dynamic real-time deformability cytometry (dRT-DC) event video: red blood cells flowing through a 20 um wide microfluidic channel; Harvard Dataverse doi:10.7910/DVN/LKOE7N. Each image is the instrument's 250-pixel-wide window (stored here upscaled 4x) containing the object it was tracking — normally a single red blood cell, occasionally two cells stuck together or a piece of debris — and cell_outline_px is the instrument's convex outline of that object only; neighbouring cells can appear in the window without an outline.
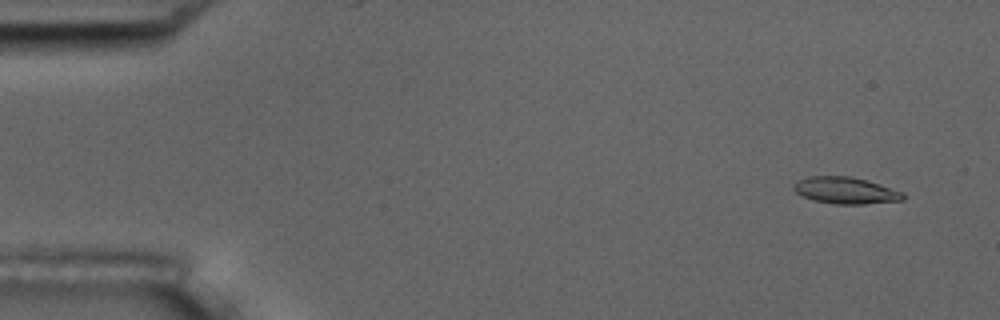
{"species": "common noctule bat (a hibernating species)", "species_latin": "Nyctalus noctula", "temperature_condition": "room temperature", "stored_images_in_passage": 5, "camera_frame_rate_fps": 3000, "um_per_image_px": 0.085, "animal": {"sex": "male", "body_mass_g": 17.5, "forearm_length_mm": 52.3}, "frame": {"image": 1, "passage_image": 1, "time_ms": 0.0, "image_size_px": [1000, 320], "cell_outline_px": [[908, 196], [904, 200], [864, 204], [832, 204], [812, 200], [796, 192], [792, 188], [792, 184], [796, 180], [808, 176], [852, 176], [868, 180], [904, 192]], "centroid_in_image_um": [71.89, 16.18], "position_along_channel_um": 13.1, "area_um2": 17.4}}
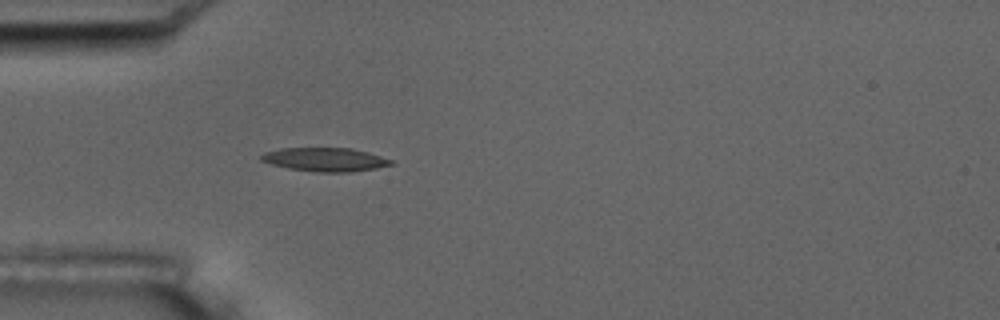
{"frame": {"image": 2, "passage_image": 5, "time_ms": 4.333, "image_size_px": [1000, 320], "cell_outline_px": [[396, 164], [376, 168], [352, 172], [312, 172], [288, 168], [272, 164], [260, 160], [260, 156], [264, 152], [280, 148], [352, 148], [368, 152], [392, 160]], "centroid_in_image_um": [27.64, 13.56], "position_along_channel_um": 57.4, "area_um2": 18.03}}